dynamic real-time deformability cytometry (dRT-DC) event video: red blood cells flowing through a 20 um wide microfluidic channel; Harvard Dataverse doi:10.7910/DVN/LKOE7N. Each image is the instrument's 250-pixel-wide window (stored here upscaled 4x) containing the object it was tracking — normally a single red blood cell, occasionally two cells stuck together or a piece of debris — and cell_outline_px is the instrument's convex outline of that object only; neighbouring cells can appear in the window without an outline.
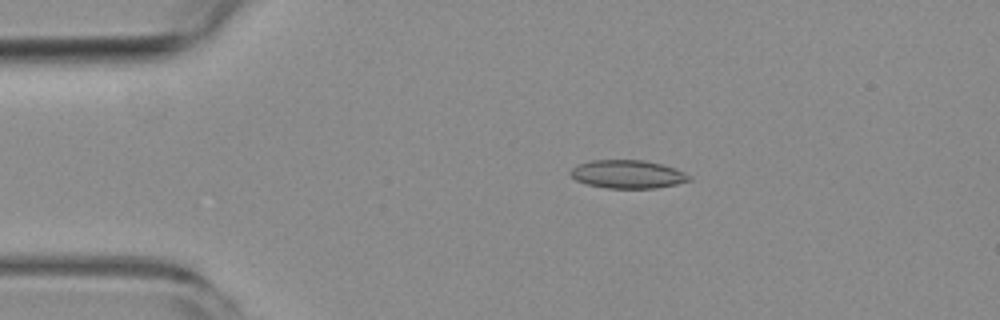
{"species": "common noctule bat (a hibernating species)", "species_latin": "Nyctalus noctula", "temperature_condition": "room temperature", "stored_images_in_passage": 6, "camera_frame_rate_fps": 3000, "um_per_image_px": 0.085, "animal": {"sex": "female", "body_mass_g": 19.3, "forearm_length_mm": 54.1}, "frame": {"image": 1, "passage_image": 4, "time_ms": 3.333, "image_size_px": [1000, 320], "cell_outline_px": [[692, 180], [676, 184], [656, 188], [608, 188], [588, 184], [576, 180], [568, 172], [572, 168], [580, 164], [592, 160], [644, 160], [660, 164], [684, 172], [692, 176]], "centroid_in_image_um": [53.36, 14.81], "position_along_channel_um": 31.6, "area_um2": 19.36}}
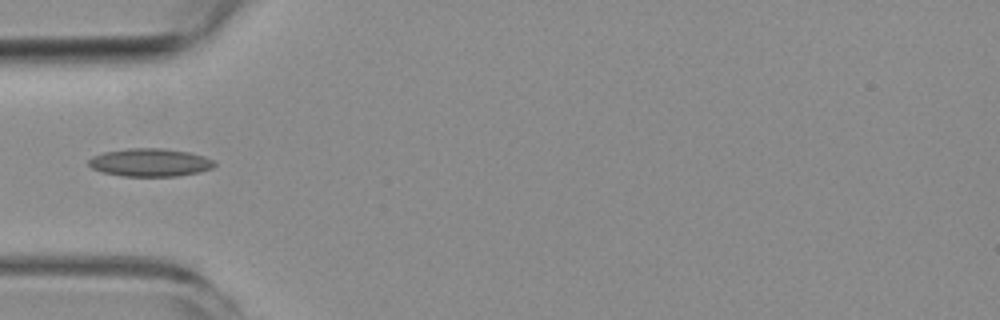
{"frame": {"image": 2, "passage_image": 6, "time_ms": 5.667, "image_size_px": [1000, 320], "cell_outline_px": [[216, 164], [212, 168], [200, 172], [176, 176], [120, 176], [104, 172], [92, 168], [88, 164], [88, 160], [92, 156], [104, 152], [128, 148], [164, 148], [188, 152], [204, 156], [216, 160]], "centroid_in_image_um": [12.77, 13.81], "position_along_channel_um": 72.2, "area_um2": 20.63}}